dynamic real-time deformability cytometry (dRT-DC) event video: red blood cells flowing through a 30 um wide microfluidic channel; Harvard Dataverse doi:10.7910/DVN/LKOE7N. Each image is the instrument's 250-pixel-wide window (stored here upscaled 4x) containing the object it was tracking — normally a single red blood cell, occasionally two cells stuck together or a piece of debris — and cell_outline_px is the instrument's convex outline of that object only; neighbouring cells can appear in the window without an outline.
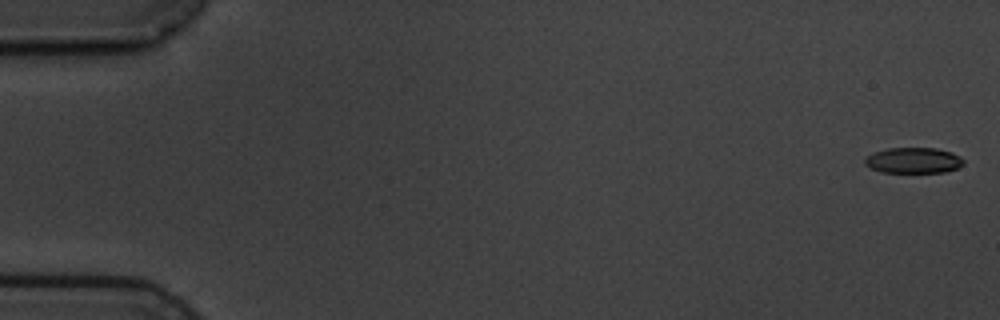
{"species": "common noctule bat (a hibernating species)", "species_latin": "Nyctalus noctula", "temperature_condition": "cold", "stored_images_in_passage": 5, "camera_frame_rate_fps": 3000, "um_per_image_px": 0.085, "animal": {"sex": "male", "body_mass_g": 19.5, "forearm_length_mm": 54.6}, "frame": {"image": 1, "passage_image": 1, "time_ms": 0.0, "image_size_px": [1000, 320], "cell_outline_px": [[964, 164], [956, 168], [944, 172], [880, 172], [864, 164], [864, 160], [872, 152], [888, 148], [936, 148], [952, 152], [960, 156], [964, 160]], "centroid_in_image_um": [77.64, 13.62], "position_along_channel_um": 7.4, "area_um2": 14.8}}
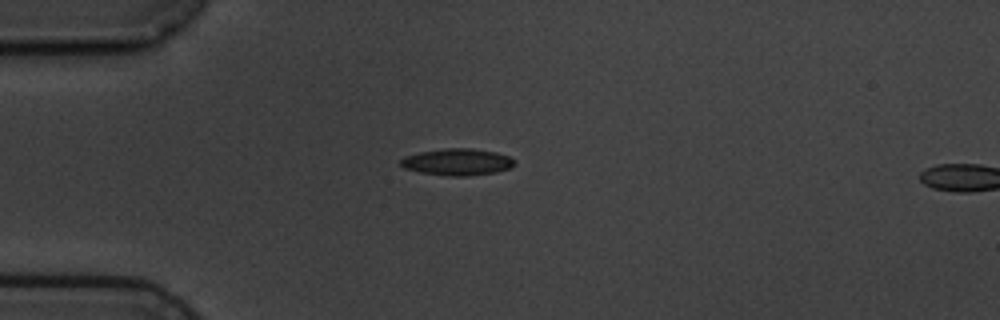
{"frame": {"image": 2, "passage_image": 4, "time_ms": 4.667, "image_size_px": [1000, 320], "cell_outline_px": [[516, 164], [512, 168], [496, 172], [468, 176], [448, 176], [420, 172], [404, 168], [400, 164], [400, 160], [404, 156], [420, 152], [444, 148], [472, 148], [496, 152], [508, 156], [516, 160]], "centroid_in_image_um": [38.9, 13.77], "position_along_channel_um": 46.1, "area_um2": 17.92}}